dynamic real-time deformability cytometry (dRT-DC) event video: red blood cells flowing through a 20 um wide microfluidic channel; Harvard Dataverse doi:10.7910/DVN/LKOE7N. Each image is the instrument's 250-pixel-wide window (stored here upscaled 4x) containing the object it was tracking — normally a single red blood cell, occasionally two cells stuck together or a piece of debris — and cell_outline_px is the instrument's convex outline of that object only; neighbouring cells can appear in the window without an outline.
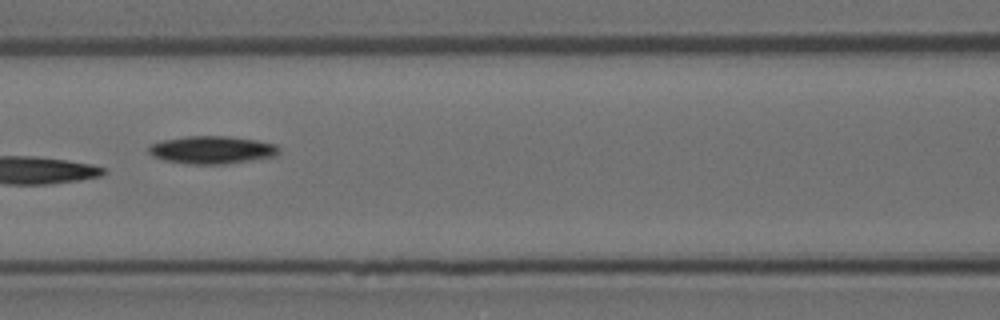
{"species": "Egyptian fruit bat (a non-hibernating species)", "species_latin": "Rousettus aegyptiacus", "temperature_condition": "room temperature", "stored_images_in_passage": 9, "camera_frame_rate_fps": 3000, "um_per_image_px": 0.085, "animal": {"sex": "female"}, "frame": {"image": 1, "passage_image": 7, "time_ms": 2.0, "image_size_px": [1000, 320], "cell_outline_px": [[280, 152], [276, 156], [252, 160], [224, 164], [188, 164], [164, 160], [152, 156], [148, 152], [148, 144], [164, 140], [184, 136], [228, 136], [256, 140], [276, 144], [280, 148]], "centroid_in_image_um": [18.01, 12.74], "position_along_channel_um": 148.6, "area_um2": 21.27}}
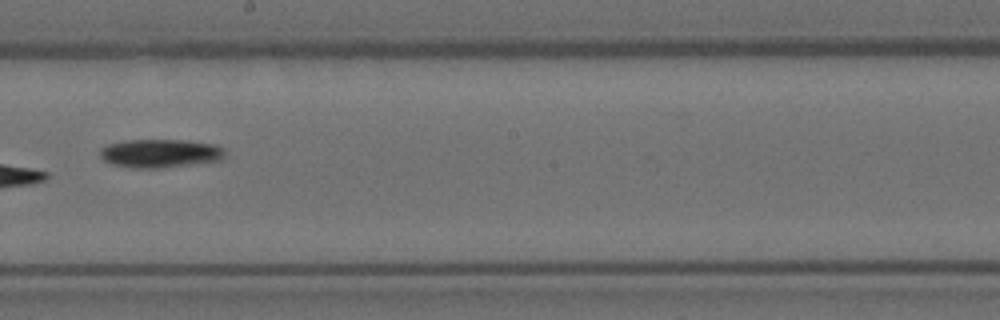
{"frame": {"image": 2, "passage_image": 9, "time_ms": 2.667, "image_size_px": [1000, 320], "cell_outline_px": [[224, 160], [164, 168], [132, 168], [112, 164], [104, 160], [100, 156], [100, 152], [108, 144], [128, 140], [188, 140], [216, 144], [224, 148]], "centroid_in_image_um": [13.68, 13.04], "position_along_channel_um": 234.5, "area_um2": 20.92}}